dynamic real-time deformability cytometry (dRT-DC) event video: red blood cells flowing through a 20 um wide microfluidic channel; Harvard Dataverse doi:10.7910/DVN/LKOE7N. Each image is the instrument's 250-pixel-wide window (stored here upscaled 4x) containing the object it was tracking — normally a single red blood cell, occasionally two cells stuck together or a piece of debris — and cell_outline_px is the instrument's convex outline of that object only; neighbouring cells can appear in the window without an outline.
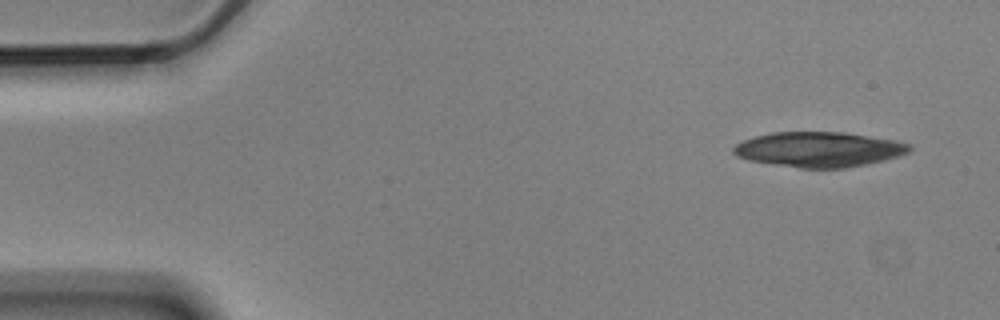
{"species": "Egyptian fruit bat (a non-hibernating species)", "species_latin": "Rousettus aegyptiacus", "temperature_condition": "cold", "stored_images_in_passage": 9, "camera_frame_rate_fps": 3000, "um_per_image_px": 0.085, "animal": {"sex": "male"}, "frame": {"image": 1, "passage_image": 1, "time_ms": 0.0, "image_size_px": [1000, 320], "cell_outline_px": [[912, 148], [908, 152], [896, 156], [864, 164], [844, 168], [800, 168], [748, 160], [736, 156], [732, 152], [732, 148], [736, 144], [744, 140], [756, 136], [772, 132], [840, 132], [892, 140], [908, 144]], "centroid_in_image_um": [69.52, 12.7], "position_along_channel_um": 15.5, "area_um2": 35.37}}
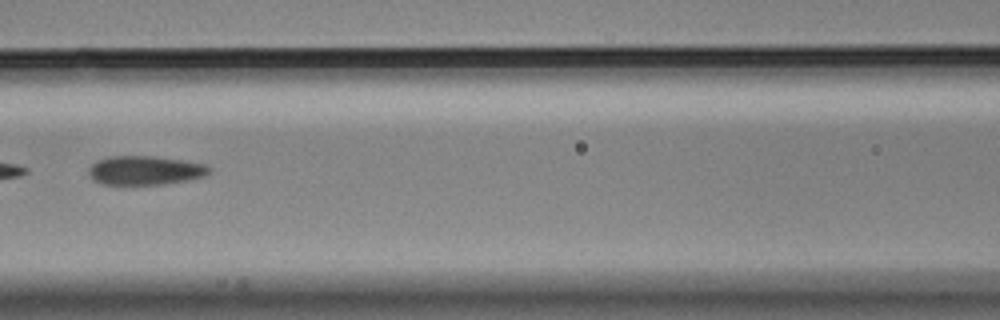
{"frame": {"image": 2, "passage_image": 7, "time_ms": 2.0, "image_size_px": [1000, 320], "cell_outline_px": [[212, 168], [204, 176], [188, 180], [164, 184], [104, 184], [92, 180], [88, 176], [88, 168], [96, 160], [108, 156], [152, 156], [208, 164]], "centroid_in_image_um": [12.3, 14.48], "position_along_channel_um": 154.3, "area_um2": 20.46}}
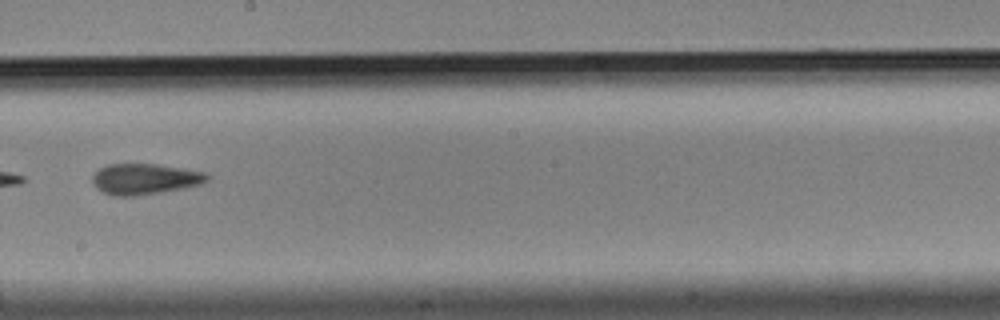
{"frame": {"image": 3, "passage_image": 9, "time_ms": 2.667, "image_size_px": [1000, 320], "cell_outline_px": [[208, 180], [200, 184], [184, 188], [136, 196], [116, 196], [104, 192], [96, 188], [92, 184], [92, 176], [100, 168], [108, 164], [156, 164], [208, 172]], "centroid_in_image_um": [12.31, 15.21], "position_along_channel_um": 235.9, "area_um2": 20.58}}